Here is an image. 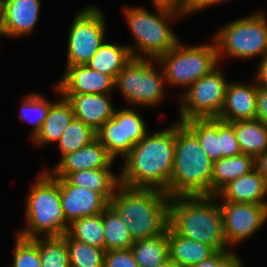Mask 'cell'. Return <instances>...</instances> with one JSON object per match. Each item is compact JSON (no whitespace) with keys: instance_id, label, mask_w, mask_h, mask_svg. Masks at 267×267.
Returning a JSON list of instances; mask_svg holds the SVG:
<instances>
[{"instance_id":"obj_1","label":"cell","mask_w":267,"mask_h":267,"mask_svg":"<svg viewBox=\"0 0 267 267\" xmlns=\"http://www.w3.org/2000/svg\"><path fill=\"white\" fill-rule=\"evenodd\" d=\"M176 123L147 133L124 157L119 183L132 188L167 191L175 157Z\"/></svg>"},{"instance_id":"obj_2","label":"cell","mask_w":267,"mask_h":267,"mask_svg":"<svg viewBox=\"0 0 267 267\" xmlns=\"http://www.w3.org/2000/svg\"><path fill=\"white\" fill-rule=\"evenodd\" d=\"M171 197L162 190L119 184L110 206L126 223L133 241L158 236L169 227Z\"/></svg>"},{"instance_id":"obj_3","label":"cell","mask_w":267,"mask_h":267,"mask_svg":"<svg viewBox=\"0 0 267 267\" xmlns=\"http://www.w3.org/2000/svg\"><path fill=\"white\" fill-rule=\"evenodd\" d=\"M217 201L214 195L172 197L169 227L176 234L210 245L216 251H233L227 247L222 213Z\"/></svg>"},{"instance_id":"obj_4","label":"cell","mask_w":267,"mask_h":267,"mask_svg":"<svg viewBox=\"0 0 267 267\" xmlns=\"http://www.w3.org/2000/svg\"><path fill=\"white\" fill-rule=\"evenodd\" d=\"M213 162L196 135L180 121L176 122L175 157L170 185L166 193L177 196H211Z\"/></svg>"},{"instance_id":"obj_5","label":"cell","mask_w":267,"mask_h":267,"mask_svg":"<svg viewBox=\"0 0 267 267\" xmlns=\"http://www.w3.org/2000/svg\"><path fill=\"white\" fill-rule=\"evenodd\" d=\"M25 217L27 227L16 233L25 239L36 237H62L69 228L62 206L60 178L49 170L41 172L33 183L26 198Z\"/></svg>"},{"instance_id":"obj_6","label":"cell","mask_w":267,"mask_h":267,"mask_svg":"<svg viewBox=\"0 0 267 267\" xmlns=\"http://www.w3.org/2000/svg\"><path fill=\"white\" fill-rule=\"evenodd\" d=\"M155 10L157 14L145 8H124L123 13L136 41L134 46H128L133 58L156 60L179 43L168 24L169 20L186 15L165 8L155 7Z\"/></svg>"},{"instance_id":"obj_7","label":"cell","mask_w":267,"mask_h":267,"mask_svg":"<svg viewBox=\"0 0 267 267\" xmlns=\"http://www.w3.org/2000/svg\"><path fill=\"white\" fill-rule=\"evenodd\" d=\"M252 14V15H251ZM238 18L221 27L213 37L218 60L224 56L250 59L267 57V17L262 11Z\"/></svg>"},{"instance_id":"obj_8","label":"cell","mask_w":267,"mask_h":267,"mask_svg":"<svg viewBox=\"0 0 267 267\" xmlns=\"http://www.w3.org/2000/svg\"><path fill=\"white\" fill-rule=\"evenodd\" d=\"M203 44L185 46L178 43L154 62L161 65L166 83L188 88L192 83L219 66L217 46Z\"/></svg>"},{"instance_id":"obj_9","label":"cell","mask_w":267,"mask_h":267,"mask_svg":"<svg viewBox=\"0 0 267 267\" xmlns=\"http://www.w3.org/2000/svg\"><path fill=\"white\" fill-rule=\"evenodd\" d=\"M155 59L132 58L115 79V89L132 105L153 106L164 98L166 80L163 71L153 66Z\"/></svg>"},{"instance_id":"obj_10","label":"cell","mask_w":267,"mask_h":267,"mask_svg":"<svg viewBox=\"0 0 267 267\" xmlns=\"http://www.w3.org/2000/svg\"><path fill=\"white\" fill-rule=\"evenodd\" d=\"M222 72L217 66L182 93L179 100L180 122L219 117L229 83Z\"/></svg>"},{"instance_id":"obj_11","label":"cell","mask_w":267,"mask_h":267,"mask_svg":"<svg viewBox=\"0 0 267 267\" xmlns=\"http://www.w3.org/2000/svg\"><path fill=\"white\" fill-rule=\"evenodd\" d=\"M104 13L96 6H87L73 19L68 34L67 65H85L105 41Z\"/></svg>"},{"instance_id":"obj_12","label":"cell","mask_w":267,"mask_h":267,"mask_svg":"<svg viewBox=\"0 0 267 267\" xmlns=\"http://www.w3.org/2000/svg\"><path fill=\"white\" fill-rule=\"evenodd\" d=\"M146 123L137 111L131 108L116 110L96 132V137L115 159L124 158L148 133Z\"/></svg>"},{"instance_id":"obj_13","label":"cell","mask_w":267,"mask_h":267,"mask_svg":"<svg viewBox=\"0 0 267 267\" xmlns=\"http://www.w3.org/2000/svg\"><path fill=\"white\" fill-rule=\"evenodd\" d=\"M218 202L228 246L251 238L267 221V204Z\"/></svg>"},{"instance_id":"obj_14","label":"cell","mask_w":267,"mask_h":267,"mask_svg":"<svg viewBox=\"0 0 267 267\" xmlns=\"http://www.w3.org/2000/svg\"><path fill=\"white\" fill-rule=\"evenodd\" d=\"M53 88L58 94H113L115 79L86 64L66 66L62 79Z\"/></svg>"},{"instance_id":"obj_15","label":"cell","mask_w":267,"mask_h":267,"mask_svg":"<svg viewBox=\"0 0 267 267\" xmlns=\"http://www.w3.org/2000/svg\"><path fill=\"white\" fill-rule=\"evenodd\" d=\"M40 0H1L0 35L25 36L34 31L39 20Z\"/></svg>"},{"instance_id":"obj_16","label":"cell","mask_w":267,"mask_h":267,"mask_svg":"<svg viewBox=\"0 0 267 267\" xmlns=\"http://www.w3.org/2000/svg\"><path fill=\"white\" fill-rule=\"evenodd\" d=\"M61 206L66 221L102 213L110 202L100 193L74 186L60 178Z\"/></svg>"},{"instance_id":"obj_17","label":"cell","mask_w":267,"mask_h":267,"mask_svg":"<svg viewBox=\"0 0 267 267\" xmlns=\"http://www.w3.org/2000/svg\"><path fill=\"white\" fill-rule=\"evenodd\" d=\"M114 158L96 138L75 152L64 155L49 172L55 178H65L69 173L90 169H111Z\"/></svg>"},{"instance_id":"obj_18","label":"cell","mask_w":267,"mask_h":267,"mask_svg":"<svg viewBox=\"0 0 267 267\" xmlns=\"http://www.w3.org/2000/svg\"><path fill=\"white\" fill-rule=\"evenodd\" d=\"M257 84L228 83L221 113L217 119L231 123L256 119Z\"/></svg>"},{"instance_id":"obj_19","label":"cell","mask_w":267,"mask_h":267,"mask_svg":"<svg viewBox=\"0 0 267 267\" xmlns=\"http://www.w3.org/2000/svg\"><path fill=\"white\" fill-rule=\"evenodd\" d=\"M110 95L112 94H61L71 103L74 117L95 132L114 115L115 108L109 99Z\"/></svg>"},{"instance_id":"obj_20","label":"cell","mask_w":267,"mask_h":267,"mask_svg":"<svg viewBox=\"0 0 267 267\" xmlns=\"http://www.w3.org/2000/svg\"><path fill=\"white\" fill-rule=\"evenodd\" d=\"M267 182L256 168L229 182L216 195L220 201L267 204Z\"/></svg>"},{"instance_id":"obj_21","label":"cell","mask_w":267,"mask_h":267,"mask_svg":"<svg viewBox=\"0 0 267 267\" xmlns=\"http://www.w3.org/2000/svg\"><path fill=\"white\" fill-rule=\"evenodd\" d=\"M167 239L169 243V258L179 267L197 265L217 252L210 245L176 234L170 227L167 229Z\"/></svg>"},{"instance_id":"obj_22","label":"cell","mask_w":267,"mask_h":267,"mask_svg":"<svg viewBox=\"0 0 267 267\" xmlns=\"http://www.w3.org/2000/svg\"><path fill=\"white\" fill-rule=\"evenodd\" d=\"M49 108L45 122L37 135L31 139L38 146L51 142H58L74 118V111L71 103L61 96Z\"/></svg>"},{"instance_id":"obj_23","label":"cell","mask_w":267,"mask_h":267,"mask_svg":"<svg viewBox=\"0 0 267 267\" xmlns=\"http://www.w3.org/2000/svg\"><path fill=\"white\" fill-rule=\"evenodd\" d=\"M255 168V158L241 153L213 162L211 195H216L229 182L247 174Z\"/></svg>"},{"instance_id":"obj_24","label":"cell","mask_w":267,"mask_h":267,"mask_svg":"<svg viewBox=\"0 0 267 267\" xmlns=\"http://www.w3.org/2000/svg\"><path fill=\"white\" fill-rule=\"evenodd\" d=\"M132 58L128 45H115L104 41L86 65L116 79Z\"/></svg>"},{"instance_id":"obj_25","label":"cell","mask_w":267,"mask_h":267,"mask_svg":"<svg viewBox=\"0 0 267 267\" xmlns=\"http://www.w3.org/2000/svg\"><path fill=\"white\" fill-rule=\"evenodd\" d=\"M235 130L241 153L253 156L267 150V124L256 120H240L230 123Z\"/></svg>"},{"instance_id":"obj_26","label":"cell","mask_w":267,"mask_h":267,"mask_svg":"<svg viewBox=\"0 0 267 267\" xmlns=\"http://www.w3.org/2000/svg\"><path fill=\"white\" fill-rule=\"evenodd\" d=\"M65 179L74 186L102 194L109 202L119 183V174L111 169H90L69 173Z\"/></svg>"},{"instance_id":"obj_27","label":"cell","mask_w":267,"mask_h":267,"mask_svg":"<svg viewBox=\"0 0 267 267\" xmlns=\"http://www.w3.org/2000/svg\"><path fill=\"white\" fill-rule=\"evenodd\" d=\"M131 251L139 267H156L169 259L167 231L158 236L135 240Z\"/></svg>"},{"instance_id":"obj_28","label":"cell","mask_w":267,"mask_h":267,"mask_svg":"<svg viewBox=\"0 0 267 267\" xmlns=\"http://www.w3.org/2000/svg\"><path fill=\"white\" fill-rule=\"evenodd\" d=\"M183 123L196 135L212 162L221 159L219 119H190Z\"/></svg>"},{"instance_id":"obj_29","label":"cell","mask_w":267,"mask_h":267,"mask_svg":"<svg viewBox=\"0 0 267 267\" xmlns=\"http://www.w3.org/2000/svg\"><path fill=\"white\" fill-rule=\"evenodd\" d=\"M101 214L105 251L130 249L134 241L120 215L110 205Z\"/></svg>"},{"instance_id":"obj_30","label":"cell","mask_w":267,"mask_h":267,"mask_svg":"<svg viewBox=\"0 0 267 267\" xmlns=\"http://www.w3.org/2000/svg\"><path fill=\"white\" fill-rule=\"evenodd\" d=\"M102 214L85 216L69 224L67 234L74 240L105 251Z\"/></svg>"},{"instance_id":"obj_31","label":"cell","mask_w":267,"mask_h":267,"mask_svg":"<svg viewBox=\"0 0 267 267\" xmlns=\"http://www.w3.org/2000/svg\"><path fill=\"white\" fill-rule=\"evenodd\" d=\"M30 240L38 247L42 267H70L69 252L63 236Z\"/></svg>"},{"instance_id":"obj_32","label":"cell","mask_w":267,"mask_h":267,"mask_svg":"<svg viewBox=\"0 0 267 267\" xmlns=\"http://www.w3.org/2000/svg\"><path fill=\"white\" fill-rule=\"evenodd\" d=\"M96 138V132L91 127L74 117L58 140L61 158L90 144Z\"/></svg>"},{"instance_id":"obj_33","label":"cell","mask_w":267,"mask_h":267,"mask_svg":"<svg viewBox=\"0 0 267 267\" xmlns=\"http://www.w3.org/2000/svg\"><path fill=\"white\" fill-rule=\"evenodd\" d=\"M63 237L66 239L70 267H103L106 251L76 241L67 233Z\"/></svg>"},{"instance_id":"obj_34","label":"cell","mask_w":267,"mask_h":267,"mask_svg":"<svg viewBox=\"0 0 267 267\" xmlns=\"http://www.w3.org/2000/svg\"><path fill=\"white\" fill-rule=\"evenodd\" d=\"M54 103L48 102L41 94L31 93L25 95L20 109V118L33 124L30 139H33L41 130L47 117L50 106Z\"/></svg>"},{"instance_id":"obj_35","label":"cell","mask_w":267,"mask_h":267,"mask_svg":"<svg viewBox=\"0 0 267 267\" xmlns=\"http://www.w3.org/2000/svg\"><path fill=\"white\" fill-rule=\"evenodd\" d=\"M13 264L10 267H42L38 247L30 240L16 234Z\"/></svg>"},{"instance_id":"obj_36","label":"cell","mask_w":267,"mask_h":267,"mask_svg":"<svg viewBox=\"0 0 267 267\" xmlns=\"http://www.w3.org/2000/svg\"><path fill=\"white\" fill-rule=\"evenodd\" d=\"M220 152L221 158H229L241 154L239 143L236 139L234 127L220 120Z\"/></svg>"},{"instance_id":"obj_37","label":"cell","mask_w":267,"mask_h":267,"mask_svg":"<svg viewBox=\"0 0 267 267\" xmlns=\"http://www.w3.org/2000/svg\"><path fill=\"white\" fill-rule=\"evenodd\" d=\"M189 267H245L234 251H217L209 259Z\"/></svg>"},{"instance_id":"obj_38","label":"cell","mask_w":267,"mask_h":267,"mask_svg":"<svg viewBox=\"0 0 267 267\" xmlns=\"http://www.w3.org/2000/svg\"><path fill=\"white\" fill-rule=\"evenodd\" d=\"M103 267H139L130 249L109 250L105 252Z\"/></svg>"},{"instance_id":"obj_39","label":"cell","mask_w":267,"mask_h":267,"mask_svg":"<svg viewBox=\"0 0 267 267\" xmlns=\"http://www.w3.org/2000/svg\"><path fill=\"white\" fill-rule=\"evenodd\" d=\"M190 0H151L154 7L165 8L184 15H188Z\"/></svg>"},{"instance_id":"obj_40","label":"cell","mask_w":267,"mask_h":267,"mask_svg":"<svg viewBox=\"0 0 267 267\" xmlns=\"http://www.w3.org/2000/svg\"><path fill=\"white\" fill-rule=\"evenodd\" d=\"M256 120L267 124V89L257 86Z\"/></svg>"},{"instance_id":"obj_41","label":"cell","mask_w":267,"mask_h":267,"mask_svg":"<svg viewBox=\"0 0 267 267\" xmlns=\"http://www.w3.org/2000/svg\"><path fill=\"white\" fill-rule=\"evenodd\" d=\"M260 60L256 70L255 81L258 87L267 89V57Z\"/></svg>"},{"instance_id":"obj_42","label":"cell","mask_w":267,"mask_h":267,"mask_svg":"<svg viewBox=\"0 0 267 267\" xmlns=\"http://www.w3.org/2000/svg\"><path fill=\"white\" fill-rule=\"evenodd\" d=\"M227 0H190L188 14H192L195 11H201L205 8H208L212 5L220 4Z\"/></svg>"},{"instance_id":"obj_43","label":"cell","mask_w":267,"mask_h":267,"mask_svg":"<svg viewBox=\"0 0 267 267\" xmlns=\"http://www.w3.org/2000/svg\"><path fill=\"white\" fill-rule=\"evenodd\" d=\"M255 168L267 182V150L255 158Z\"/></svg>"},{"instance_id":"obj_44","label":"cell","mask_w":267,"mask_h":267,"mask_svg":"<svg viewBox=\"0 0 267 267\" xmlns=\"http://www.w3.org/2000/svg\"><path fill=\"white\" fill-rule=\"evenodd\" d=\"M156 267H179V266L169 258L165 262L157 265Z\"/></svg>"}]
</instances>
